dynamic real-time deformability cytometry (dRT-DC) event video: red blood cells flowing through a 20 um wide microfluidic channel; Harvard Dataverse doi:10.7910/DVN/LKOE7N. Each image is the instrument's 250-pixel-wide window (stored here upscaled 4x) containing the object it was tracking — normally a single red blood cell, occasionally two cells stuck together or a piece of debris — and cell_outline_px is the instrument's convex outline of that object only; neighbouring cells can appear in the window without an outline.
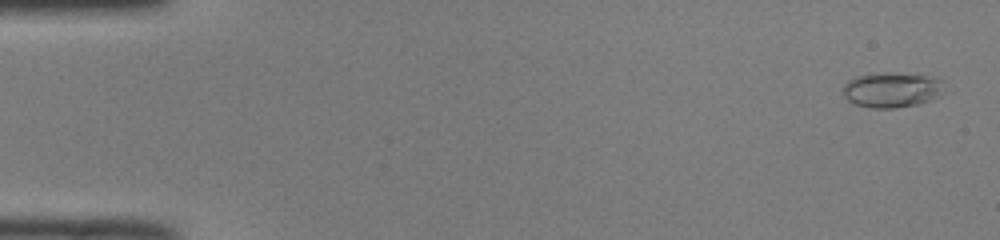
{"species": "common noctule bat (a hibernating species)", "species_latin": "Nyctalus noctula", "temperature_condition": "room temperature", "stored_images_in_passage": 29, "camera_frame_rate_fps": 3000, "um_per_image_px": 0.085, "animal": {"sex": "male", "body_mass_g": 19.0, "forearm_length_mm": 50.8}, "frame": {"image": 1, "passage_image": 2, "time_ms": 0.333, "image_size_px": [1000, 240], "cell_outline_px": [[940, 96], [916, 104], [896, 108], [872, 108], [856, 104], [848, 100], [844, 96], [844, 84], [848, 80], [856, 76], [884, 72], [892, 72], [932, 76], [940, 80]], "centroid_in_image_um": [75.75, 7.62], "position_along_channel_um": 9.2, "area_um2": 20.46}}
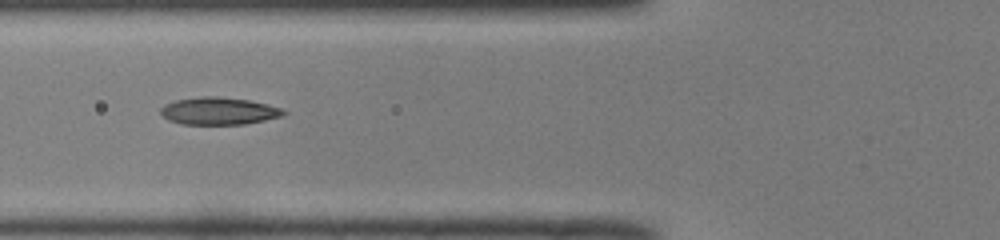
{"frame": {"image": 2, "passage_image": 20, "time_ms": 6.333, "image_size_px": [1000, 240], "cell_outline_px": [[288, 112], [284, 116], [244, 124], [180, 124], [168, 120], [160, 112], [160, 108], [164, 104], [176, 100], [200, 96], [220, 96], [248, 100], [268, 104], [280, 108]], "centroid_in_image_um": [18.59, 9.43], "position_along_channel_um": 107.2, "area_um2": 19.71}}
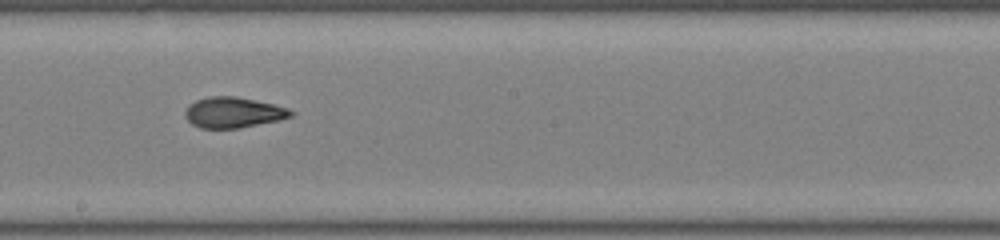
{"frame": {"image": 3, "passage_image": 29, "time_ms": 9.333, "image_size_px": [1000, 240], "cell_outline_px": [[296, 112], [292, 116], [280, 120], [240, 128], [200, 128], [192, 124], [184, 116], [184, 112], [188, 104], [196, 100], [208, 96], [236, 96], [272, 104], [288, 108]], "centroid_in_image_um": [19.82, 9.56], "position_along_channel_um": 228.4, "area_um2": 19.02}}